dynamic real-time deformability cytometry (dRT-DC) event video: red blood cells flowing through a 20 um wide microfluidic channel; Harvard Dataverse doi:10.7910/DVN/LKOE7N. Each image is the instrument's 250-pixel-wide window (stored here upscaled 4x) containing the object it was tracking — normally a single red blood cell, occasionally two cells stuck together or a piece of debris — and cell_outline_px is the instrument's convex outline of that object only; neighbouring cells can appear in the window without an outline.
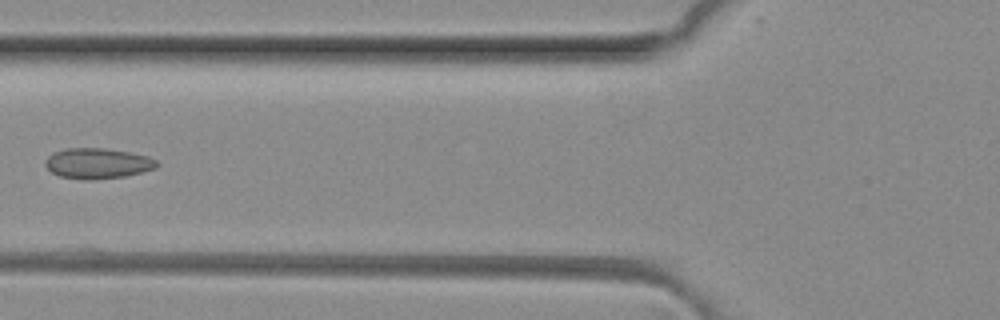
{"species": "common noctule bat (a hibernating species)", "species_latin": "Nyctalus noctula", "temperature_condition": "room temperature", "stored_images_in_passage": 5, "camera_frame_rate_fps": 3000, "um_per_image_px": 0.085, "animal": {"sex": "female", "body_mass_g": 29.2, "forearm_length_mm": 56.3}, "frame": {"image": 1, "passage_image": 5, "time_ms": 1.333, "image_size_px": [1000, 320], "cell_outline_px": [[160, 164], [156, 168], [124, 176], [96, 180], [88, 180], [60, 176], [52, 172], [44, 164], [44, 160], [48, 156], [64, 148], [104, 148], [128, 152], [148, 156], [156, 160]], "centroid_in_image_um": [8.29, 13.88], "position_along_channel_um": 117.5, "area_um2": 19.77}}